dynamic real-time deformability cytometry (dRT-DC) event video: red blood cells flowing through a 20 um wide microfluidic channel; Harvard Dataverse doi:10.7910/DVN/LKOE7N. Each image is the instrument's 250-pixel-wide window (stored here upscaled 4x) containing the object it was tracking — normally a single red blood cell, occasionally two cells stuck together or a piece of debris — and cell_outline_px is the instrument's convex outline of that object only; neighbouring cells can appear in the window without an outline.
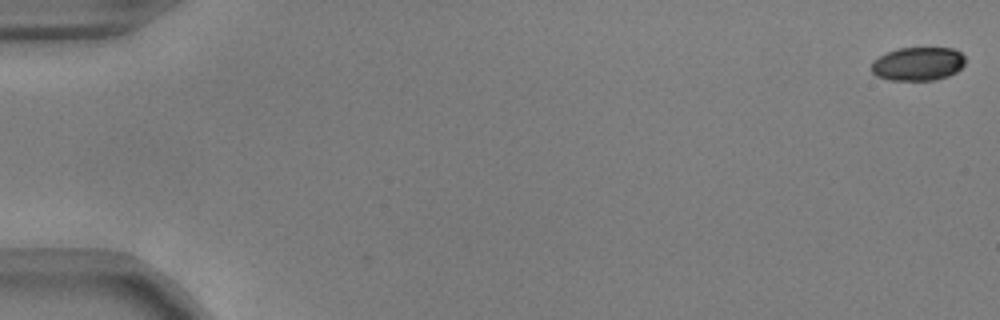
{"species": "common noctule bat (a hibernating species)", "species_latin": "Nyctalus noctula", "temperature_condition": "warm", "stored_images_in_passage": 55, "camera_frame_rate_fps": 3000, "um_per_image_px": 0.085, "animal": {"sex": "male", "body_mass_g": 17.9, "forearm_length_mm": 54.2}, "frame": {"image": 1, "passage_image": 1, "time_ms": 0.0, "image_size_px": [1000, 320], "cell_outline_px": [[964, 64], [956, 72], [948, 76], [932, 80], [888, 80], [876, 76], [872, 72], [872, 60], [888, 52], [900, 48], [952, 48], [960, 52], [964, 56]], "centroid_in_image_um": [78.01, 5.43], "position_along_channel_um": 7.0, "area_um2": 18.26}}
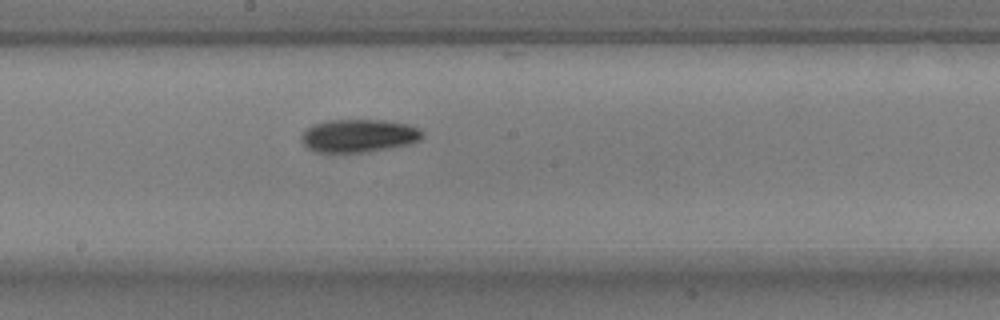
{"frame": {"image": 2, "passage_image": 31, "time_ms": 10.0, "image_size_px": [1000, 320], "cell_outline_px": [[424, 136], [420, 140], [408, 144], [368, 152], [316, 152], [308, 148], [300, 140], [300, 136], [312, 124], [328, 120], [384, 120], [408, 124], [424, 132]], "centroid_in_image_um": [30.48, 11.53], "position_along_channel_um": 217.7, "area_um2": 23.29}}
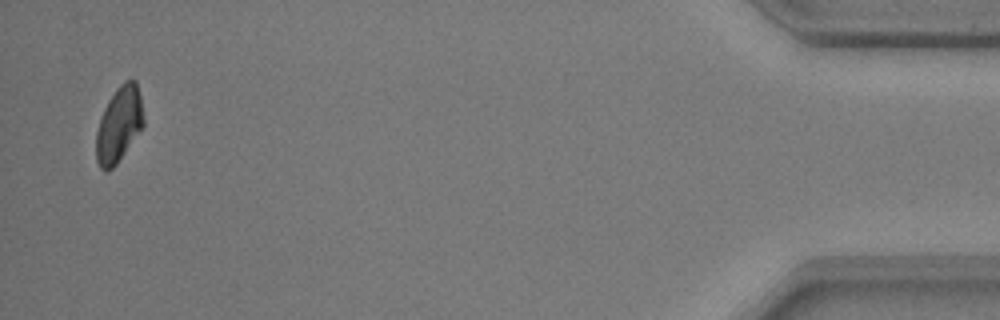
{"frame": {"image": 3, "passage_image": 54, "time_ms": 17.667, "image_size_px": [1000, 320], "cell_outline_px": [[144, 124], [116, 164], [108, 172], [104, 172], [100, 168], [96, 160], [96, 132], [104, 108], [108, 100], [116, 88], [124, 80], [136, 80], [140, 96], [144, 120]], "centroid_in_image_um": [10.09, 10.58], "position_along_channel_um": 425.1, "area_um2": 20.63}, "authors_computed_cell_mechanics": {"area_um2": 21.7906, "velocity_mm_per_s": 3.73, "shape_relaxation_time_tau1_ms": 3.1475, "shape_relaxation_time_tau2_ms": 10.6848, "deformation_change_tau1": 0.1316, "deformation_change_tau2": 0.1632}}